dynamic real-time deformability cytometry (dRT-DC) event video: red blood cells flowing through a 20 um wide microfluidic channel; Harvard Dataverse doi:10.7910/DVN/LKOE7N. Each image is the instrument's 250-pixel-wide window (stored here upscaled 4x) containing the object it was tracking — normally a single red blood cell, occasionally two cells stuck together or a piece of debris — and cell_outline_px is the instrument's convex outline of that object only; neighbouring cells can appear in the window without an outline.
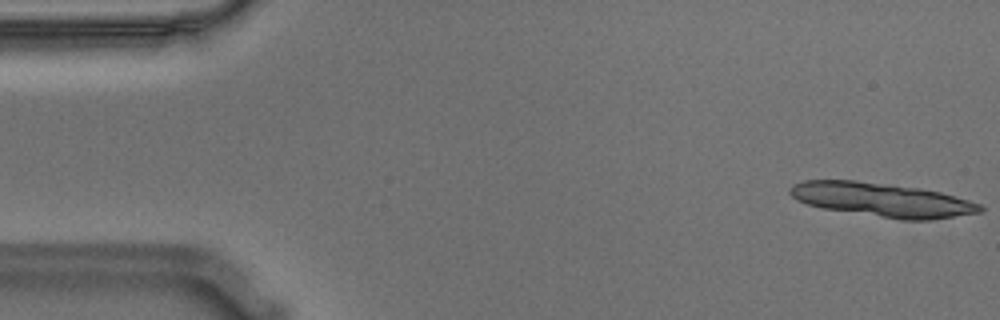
{"species": "Egyptian fruit bat (a non-hibernating species)", "species_latin": "Rousettus aegyptiacus", "temperature_condition": "warm", "stored_images_in_passage": 13, "camera_frame_rate_fps": 3000, "um_per_image_px": 0.085, "animal": {"sex": "male"}, "frame": {"image": 1, "passage_image": 1, "time_ms": 0.0, "image_size_px": [1000, 320], "cell_outline_px": [[984, 208], [980, 212], [932, 220], [904, 220], [824, 208], [808, 204], [796, 200], [788, 192], [788, 188], [792, 184], [804, 180], [856, 180], [920, 188], [940, 192], [968, 200], [980, 204]], "centroid_in_image_um": [74.95, 16.97], "position_along_channel_um": 10.0, "area_um2": 37.4}}